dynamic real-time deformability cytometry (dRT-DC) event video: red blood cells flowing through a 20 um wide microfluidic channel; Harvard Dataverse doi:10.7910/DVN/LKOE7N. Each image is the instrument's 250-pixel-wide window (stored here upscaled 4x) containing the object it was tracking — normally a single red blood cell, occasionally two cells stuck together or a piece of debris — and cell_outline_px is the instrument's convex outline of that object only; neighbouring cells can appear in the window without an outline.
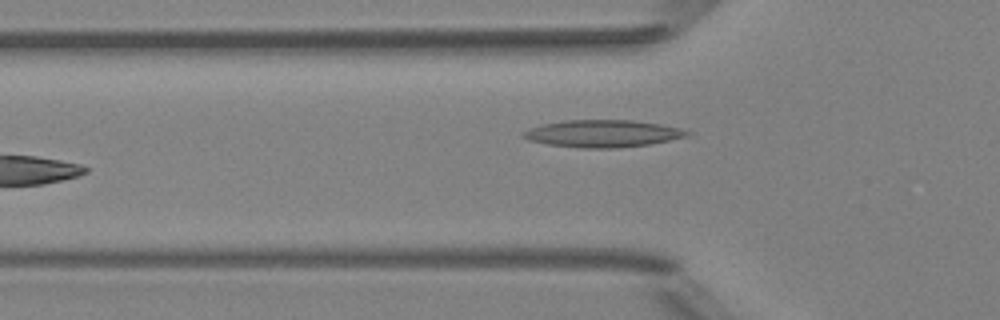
{"species": "Egyptian fruit bat (a non-hibernating species)", "species_latin": "Rousettus aegyptiacus", "temperature_condition": "room temperature", "stored_images_in_passage": 5, "camera_frame_rate_fps": 3000, "um_per_image_px": 0.085, "animal": {"sex": "female"}, "frame": {"image": 1, "passage_image": 5, "time_ms": 4.667, "image_size_px": [1000, 320], "cell_outline_px": [[692, 132], [684, 136], [668, 140], [648, 144], [616, 148], [580, 148], [548, 144], [528, 140], [520, 136], [524, 132], [540, 124], [564, 120], [632, 120], [660, 124], [680, 128]], "centroid_in_image_um": [51.18, 11.35], "position_along_channel_um": 74.6, "area_um2": 25.78}}